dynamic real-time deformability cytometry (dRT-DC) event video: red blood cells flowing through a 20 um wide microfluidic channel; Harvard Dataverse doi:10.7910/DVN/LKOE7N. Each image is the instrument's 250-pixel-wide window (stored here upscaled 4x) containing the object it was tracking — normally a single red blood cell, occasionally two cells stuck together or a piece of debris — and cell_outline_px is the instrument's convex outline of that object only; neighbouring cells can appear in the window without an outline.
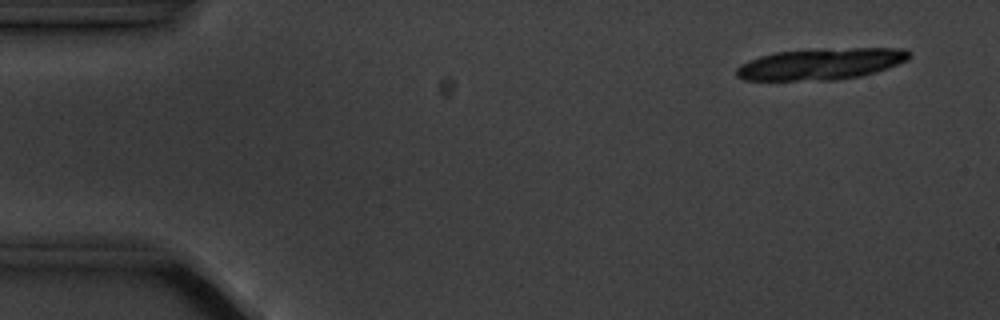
{"species": "common noctule bat (a hibernating species)", "species_latin": "Nyctalus noctula", "temperature_condition": "cold", "stored_images_in_passage": 7, "segment_of_instrument_passage": [1, 2], "camera_frame_rate_fps": 3000, "um_per_image_px": 0.085, "animal": {"sex": "male", "body_mass_g": 20.1, "forearm_length_mm": 53.5}, "frame": {"image": 1, "passage_image": 1, "time_ms": 0.0, "image_size_px": [1000, 320], "cell_outline_px": [[912, 56], [908, 60], [888, 68], [876, 72], [860, 76], [836, 80], [744, 80], [736, 76], [736, 68], [740, 64], [748, 60], [760, 56], [776, 52], [824, 48], [904, 48], [912, 52]], "centroid_in_image_um": [69.81, 5.43], "position_along_channel_um": 15.2, "area_um2": 32.02}}